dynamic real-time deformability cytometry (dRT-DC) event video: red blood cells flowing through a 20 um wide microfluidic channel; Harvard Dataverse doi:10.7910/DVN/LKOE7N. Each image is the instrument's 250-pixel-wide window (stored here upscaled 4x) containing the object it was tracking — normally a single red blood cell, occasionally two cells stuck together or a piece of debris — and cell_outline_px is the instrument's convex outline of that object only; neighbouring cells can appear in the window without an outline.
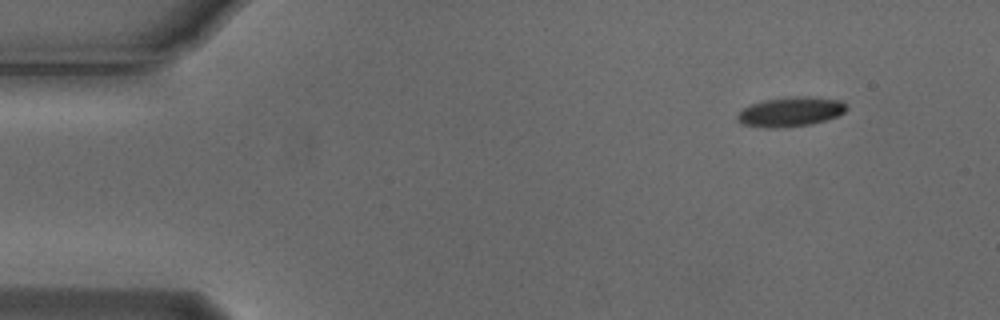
{"species": "Egyptian fruit bat (a non-hibernating species)", "species_latin": "Rousettus aegyptiacus", "temperature_condition": "cold", "stored_images_in_passage": 9, "camera_frame_rate_fps": 3000, "um_per_image_px": 0.085, "animal": {"sex": "male"}, "frame": {"image": 1, "passage_image": 1, "time_ms": 0.0, "image_size_px": [1000, 320], "cell_outline_px": [[848, 108], [844, 112], [836, 116], [812, 124], [776, 128], [764, 128], [740, 124], [736, 120], [736, 116], [744, 108], [752, 104], [764, 100], [796, 96], [804, 96], [840, 100]], "centroid_in_image_um": [67.15, 9.51], "position_along_channel_um": 17.8, "area_um2": 18.67}}
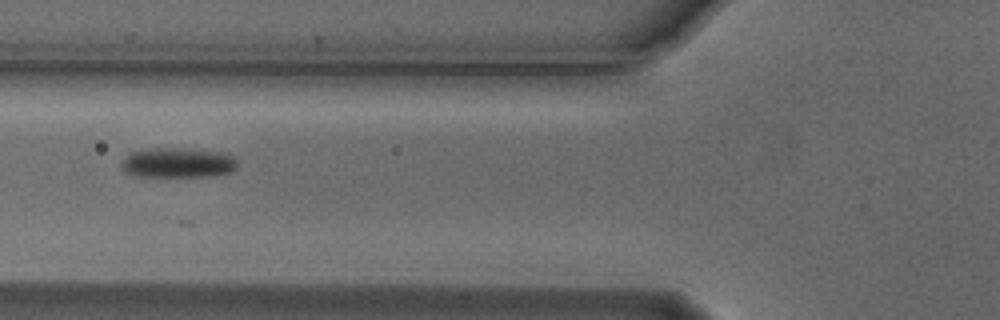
{"frame": {"image": 2, "passage_image": 5, "time_ms": 1.333, "image_size_px": [1000, 320], "cell_outline_px": [[236, 168], [232, 172], [208, 176], [136, 176], [128, 172], [120, 164], [124, 156], [140, 148], [188, 148], [216, 152], [232, 156], [236, 160]], "centroid_in_image_um": [15.07, 13.82], "position_along_channel_um": 110.7, "area_um2": 20.17}}
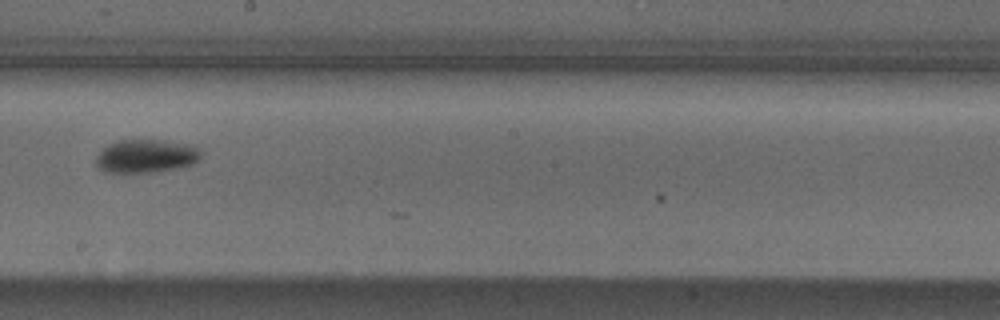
{"frame": {"image": 3, "passage_image": 8, "time_ms": 2.333, "image_size_px": [1000, 320], "cell_outline_px": [[200, 156], [192, 164], [176, 168], [152, 172], [104, 172], [96, 164], [96, 156], [108, 144], [120, 140], [164, 140], [196, 144], [200, 148]], "centroid_in_image_um": [12.44, 13.25], "position_along_channel_um": 235.8, "area_um2": 20.4}}